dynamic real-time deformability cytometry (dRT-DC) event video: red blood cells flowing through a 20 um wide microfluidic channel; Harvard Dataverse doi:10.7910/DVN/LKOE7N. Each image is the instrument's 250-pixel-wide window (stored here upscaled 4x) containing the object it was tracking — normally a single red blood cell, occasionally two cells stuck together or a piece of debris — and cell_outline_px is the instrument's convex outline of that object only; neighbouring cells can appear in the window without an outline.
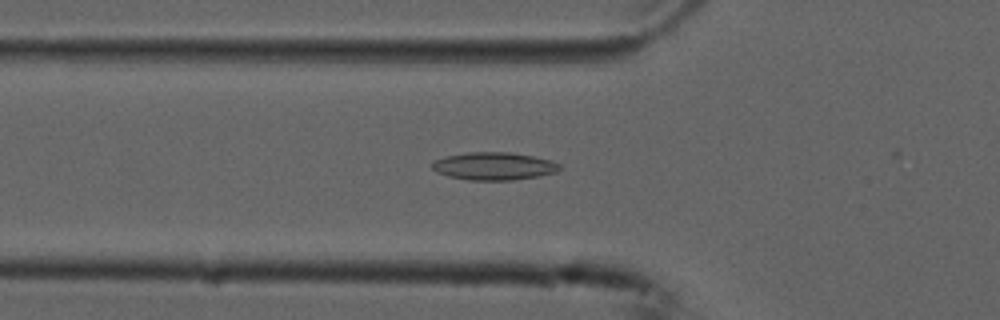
{"species": "common noctule bat (a hibernating species)", "species_latin": "Nyctalus noctula", "temperature_condition": "cold", "stored_images_in_passage": 55, "camera_frame_rate_fps": 3000, "um_per_image_px": 0.085, "animal": {"sex": "male", "forearm_length_mm": 52.5}, "frame": {"image": 1, "passage_image": 19, "time_ms": 6.0, "image_size_px": [1000, 320], "cell_outline_px": [[560, 168], [556, 172], [540, 176], [512, 180], [468, 180], [448, 176], [436, 172], [432, 168], [432, 164], [436, 160], [444, 156], [468, 152], [508, 152], [532, 156], [552, 160], [560, 164]], "centroid_in_image_um": [41.98, 14.12], "position_along_channel_um": 83.8, "area_um2": 20.63}}
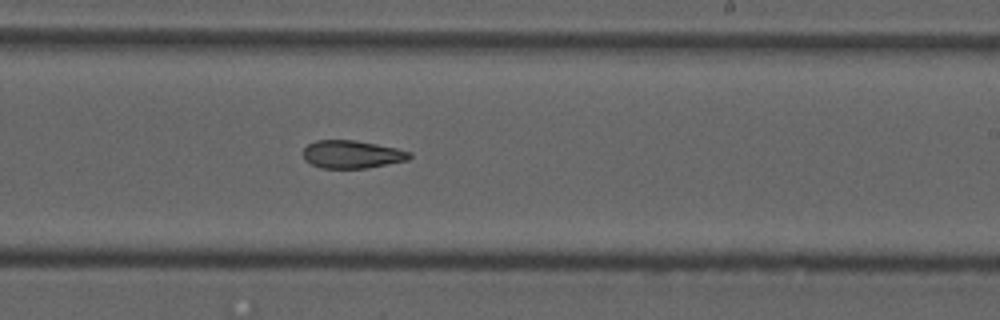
{"frame": {"image": 2, "passage_image": 33, "time_ms": 10.667, "image_size_px": [1000, 320], "cell_outline_px": [[412, 156], [408, 160], [368, 168], [320, 168], [304, 160], [304, 148], [308, 144], [316, 140], [356, 140], [396, 148], [412, 152]], "centroid_in_image_um": [29.93, 13.12], "position_along_channel_um": 259.1, "area_um2": 17.34}}
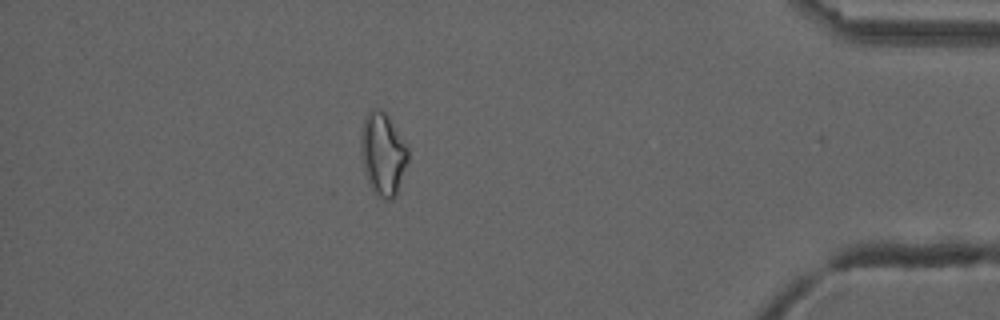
{"frame": {"image": 3, "passage_image": 48, "time_ms": 15.667, "image_size_px": [1000, 320], "cell_outline_px": [[408, 160], [396, 196], [392, 200], [384, 200], [376, 196], [368, 180], [364, 168], [360, 148], [360, 140], [364, 116], [372, 108], [380, 108], [388, 116], [408, 148]], "centroid_in_image_um": [32.54, 13.09], "position_along_channel_um": 402.7, "area_um2": 22.66}, "authors_computed_cell_mechanics": {"area_um2": 19.8254, "velocity_mm_per_s": 3.7514, "shape_relaxation_time_tau1_ms": null, "shape_relaxation_time_tau2_ms": 4.4546, "deformation_change_tau1": null, "deformation_change_tau2": 0.1084}}